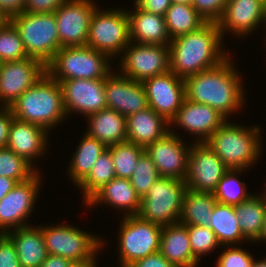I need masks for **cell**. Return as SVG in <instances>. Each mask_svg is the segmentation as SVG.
Here are the masks:
<instances>
[{"label": "cell", "instance_id": "obj_1", "mask_svg": "<svg viewBox=\"0 0 266 267\" xmlns=\"http://www.w3.org/2000/svg\"><path fill=\"white\" fill-rule=\"evenodd\" d=\"M232 63L227 57L219 65L185 78L186 99L206 104L226 119L231 112H236L245 97L241 79Z\"/></svg>", "mask_w": 266, "mask_h": 267}, {"label": "cell", "instance_id": "obj_2", "mask_svg": "<svg viewBox=\"0 0 266 267\" xmlns=\"http://www.w3.org/2000/svg\"><path fill=\"white\" fill-rule=\"evenodd\" d=\"M221 40L217 23H206L195 32L172 39L169 43L170 71L185 79L219 65L228 57L221 48Z\"/></svg>", "mask_w": 266, "mask_h": 267}, {"label": "cell", "instance_id": "obj_3", "mask_svg": "<svg viewBox=\"0 0 266 267\" xmlns=\"http://www.w3.org/2000/svg\"><path fill=\"white\" fill-rule=\"evenodd\" d=\"M15 118L48 131L66 119L60 83L47 72L10 106Z\"/></svg>", "mask_w": 266, "mask_h": 267}, {"label": "cell", "instance_id": "obj_4", "mask_svg": "<svg viewBox=\"0 0 266 267\" xmlns=\"http://www.w3.org/2000/svg\"><path fill=\"white\" fill-rule=\"evenodd\" d=\"M251 128L231 124L227 120L205 143L229 169L245 170L256 162L262 148L260 128Z\"/></svg>", "mask_w": 266, "mask_h": 267}, {"label": "cell", "instance_id": "obj_5", "mask_svg": "<svg viewBox=\"0 0 266 267\" xmlns=\"http://www.w3.org/2000/svg\"><path fill=\"white\" fill-rule=\"evenodd\" d=\"M109 56L87 45L61 47L46 72L59 83L70 79H101L110 73Z\"/></svg>", "mask_w": 266, "mask_h": 267}, {"label": "cell", "instance_id": "obj_6", "mask_svg": "<svg viewBox=\"0 0 266 267\" xmlns=\"http://www.w3.org/2000/svg\"><path fill=\"white\" fill-rule=\"evenodd\" d=\"M9 21L18 30L28 57L35 58L47 66L60 49L54 12H23Z\"/></svg>", "mask_w": 266, "mask_h": 267}, {"label": "cell", "instance_id": "obj_7", "mask_svg": "<svg viewBox=\"0 0 266 267\" xmlns=\"http://www.w3.org/2000/svg\"><path fill=\"white\" fill-rule=\"evenodd\" d=\"M186 190L187 186L183 180L160 177L141 198L137 215L160 226L178 223Z\"/></svg>", "mask_w": 266, "mask_h": 267}, {"label": "cell", "instance_id": "obj_8", "mask_svg": "<svg viewBox=\"0 0 266 267\" xmlns=\"http://www.w3.org/2000/svg\"><path fill=\"white\" fill-rule=\"evenodd\" d=\"M130 42V20L127 11H100L96 8L90 21L87 46L113 57L123 52Z\"/></svg>", "mask_w": 266, "mask_h": 267}, {"label": "cell", "instance_id": "obj_9", "mask_svg": "<svg viewBox=\"0 0 266 267\" xmlns=\"http://www.w3.org/2000/svg\"><path fill=\"white\" fill-rule=\"evenodd\" d=\"M119 236L121 267H129L136 260L160 250L163 226L143 220L138 215L123 216Z\"/></svg>", "mask_w": 266, "mask_h": 267}, {"label": "cell", "instance_id": "obj_10", "mask_svg": "<svg viewBox=\"0 0 266 267\" xmlns=\"http://www.w3.org/2000/svg\"><path fill=\"white\" fill-rule=\"evenodd\" d=\"M42 235L48 254L71 262L95 259V254L103 245L101 239L71 225L42 227Z\"/></svg>", "mask_w": 266, "mask_h": 267}, {"label": "cell", "instance_id": "obj_11", "mask_svg": "<svg viewBox=\"0 0 266 267\" xmlns=\"http://www.w3.org/2000/svg\"><path fill=\"white\" fill-rule=\"evenodd\" d=\"M129 45L123 50L124 55L120 61L123 76L143 82L170 71L169 45L133 44V42Z\"/></svg>", "mask_w": 266, "mask_h": 267}, {"label": "cell", "instance_id": "obj_12", "mask_svg": "<svg viewBox=\"0 0 266 267\" xmlns=\"http://www.w3.org/2000/svg\"><path fill=\"white\" fill-rule=\"evenodd\" d=\"M190 146L187 175L188 189L213 193L220 179L230 170L205 142Z\"/></svg>", "mask_w": 266, "mask_h": 267}, {"label": "cell", "instance_id": "obj_13", "mask_svg": "<svg viewBox=\"0 0 266 267\" xmlns=\"http://www.w3.org/2000/svg\"><path fill=\"white\" fill-rule=\"evenodd\" d=\"M96 8L91 0H68L54 12L60 48L87 45L90 21Z\"/></svg>", "mask_w": 266, "mask_h": 267}, {"label": "cell", "instance_id": "obj_14", "mask_svg": "<svg viewBox=\"0 0 266 267\" xmlns=\"http://www.w3.org/2000/svg\"><path fill=\"white\" fill-rule=\"evenodd\" d=\"M45 73L46 66L35 58L0 63V102L3 107H10Z\"/></svg>", "mask_w": 266, "mask_h": 267}, {"label": "cell", "instance_id": "obj_15", "mask_svg": "<svg viewBox=\"0 0 266 267\" xmlns=\"http://www.w3.org/2000/svg\"><path fill=\"white\" fill-rule=\"evenodd\" d=\"M38 173L39 171L29 180L18 183L0 200V234H5L12 228L29 226L23 222H26L28 215H31L35 200H37L41 183Z\"/></svg>", "mask_w": 266, "mask_h": 267}, {"label": "cell", "instance_id": "obj_16", "mask_svg": "<svg viewBox=\"0 0 266 267\" xmlns=\"http://www.w3.org/2000/svg\"><path fill=\"white\" fill-rule=\"evenodd\" d=\"M142 84L145 88L148 107L170 122L186 98L184 79L168 71L148 78Z\"/></svg>", "mask_w": 266, "mask_h": 267}, {"label": "cell", "instance_id": "obj_17", "mask_svg": "<svg viewBox=\"0 0 266 267\" xmlns=\"http://www.w3.org/2000/svg\"><path fill=\"white\" fill-rule=\"evenodd\" d=\"M174 131H170L163 138L147 145L145 153L156 165L161 177H171L183 180L186 178L190 146Z\"/></svg>", "mask_w": 266, "mask_h": 267}, {"label": "cell", "instance_id": "obj_18", "mask_svg": "<svg viewBox=\"0 0 266 267\" xmlns=\"http://www.w3.org/2000/svg\"><path fill=\"white\" fill-rule=\"evenodd\" d=\"M60 86L67 115L77 111L88 116L107 108L104 78L63 80Z\"/></svg>", "mask_w": 266, "mask_h": 267}, {"label": "cell", "instance_id": "obj_19", "mask_svg": "<svg viewBox=\"0 0 266 267\" xmlns=\"http://www.w3.org/2000/svg\"><path fill=\"white\" fill-rule=\"evenodd\" d=\"M120 75L110 73L104 78L107 108L125 117L145 110L148 102L142 82L130 79L121 73Z\"/></svg>", "mask_w": 266, "mask_h": 267}, {"label": "cell", "instance_id": "obj_20", "mask_svg": "<svg viewBox=\"0 0 266 267\" xmlns=\"http://www.w3.org/2000/svg\"><path fill=\"white\" fill-rule=\"evenodd\" d=\"M261 22L266 23L264 0H228L217 25L223 38L226 30L230 29L238 36H245L256 30Z\"/></svg>", "mask_w": 266, "mask_h": 267}, {"label": "cell", "instance_id": "obj_21", "mask_svg": "<svg viewBox=\"0 0 266 267\" xmlns=\"http://www.w3.org/2000/svg\"><path fill=\"white\" fill-rule=\"evenodd\" d=\"M227 120L214 108L185 98L170 124L175 123L184 130L199 135L196 141L203 143Z\"/></svg>", "mask_w": 266, "mask_h": 267}, {"label": "cell", "instance_id": "obj_22", "mask_svg": "<svg viewBox=\"0 0 266 267\" xmlns=\"http://www.w3.org/2000/svg\"><path fill=\"white\" fill-rule=\"evenodd\" d=\"M47 132L39 125L14 117L8 135L7 148L33 165L32 159L44 154L46 150Z\"/></svg>", "mask_w": 266, "mask_h": 267}, {"label": "cell", "instance_id": "obj_23", "mask_svg": "<svg viewBox=\"0 0 266 267\" xmlns=\"http://www.w3.org/2000/svg\"><path fill=\"white\" fill-rule=\"evenodd\" d=\"M126 124L127 141L144 148L171 131L167 127L170 126V122L150 107L127 116Z\"/></svg>", "mask_w": 266, "mask_h": 267}, {"label": "cell", "instance_id": "obj_24", "mask_svg": "<svg viewBox=\"0 0 266 267\" xmlns=\"http://www.w3.org/2000/svg\"><path fill=\"white\" fill-rule=\"evenodd\" d=\"M159 252L176 267H197L188 235V225L175 223L163 226Z\"/></svg>", "mask_w": 266, "mask_h": 267}, {"label": "cell", "instance_id": "obj_25", "mask_svg": "<svg viewBox=\"0 0 266 267\" xmlns=\"http://www.w3.org/2000/svg\"><path fill=\"white\" fill-rule=\"evenodd\" d=\"M134 12H127L130 20V40L138 44L169 45L165 17L134 6ZM137 41V42H136Z\"/></svg>", "mask_w": 266, "mask_h": 267}, {"label": "cell", "instance_id": "obj_26", "mask_svg": "<svg viewBox=\"0 0 266 267\" xmlns=\"http://www.w3.org/2000/svg\"><path fill=\"white\" fill-rule=\"evenodd\" d=\"M12 232L10 230L5 234L15 246L21 267H39L48 256L42 227L25 226Z\"/></svg>", "mask_w": 266, "mask_h": 267}, {"label": "cell", "instance_id": "obj_27", "mask_svg": "<svg viewBox=\"0 0 266 267\" xmlns=\"http://www.w3.org/2000/svg\"><path fill=\"white\" fill-rule=\"evenodd\" d=\"M87 134L106 147L127 141L126 117L110 108H104L87 116Z\"/></svg>", "mask_w": 266, "mask_h": 267}, {"label": "cell", "instance_id": "obj_28", "mask_svg": "<svg viewBox=\"0 0 266 267\" xmlns=\"http://www.w3.org/2000/svg\"><path fill=\"white\" fill-rule=\"evenodd\" d=\"M108 203L114 208L124 209L127 214L137 215L140 210L141 198L134 190L129 179L115 177L109 183L99 189L86 205Z\"/></svg>", "mask_w": 266, "mask_h": 267}, {"label": "cell", "instance_id": "obj_29", "mask_svg": "<svg viewBox=\"0 0 266 267\" xmlns=\"http://www.w3.org/2000/svg\"><path fill=\"white\" fill-rule=\"evenodd\" d=\"M261 195L258 197V195L253 194L240 204L235 205L239 229L246 240L252 242H256L259 238L266 215V192Z\"/></svg>", "mask_w": 266, "mask_h": 267}, {"label": "cell", "instance_id": "obj_30", "mask_svg": "<svg viewBox=\"0 0 266 267\" xmlns=\"http://www.w3.org/2000/svg\"><path fill=\"white\" fill-rule=\"evenodd\" d=\"M216 202L213 193L197 192L187 188L184 193L179 223L210 227V220Z\"/></svg>", "mask_w": 266, "mask_h": 267}, {"label": "cell", "instance_id": "obj_31", "mask_svg": "<svg viewBox=\"0 0 266 267\" xmlns=\"http://www.w3.org/2000/svg\"><path fill=\"white\" fill-rule=\"evenodd\" d=\"M210 228L222 246H233V244L246 239L239 229L234 205L216 202L210 220Z\"/></svg>", "mask_w": 266, "mask_h": 267}, {"label": "cell", "instance_id": "obj_32", "mask_svg": "<svg viewBox=\"0 0 266 267\" xmlns=\"http://www.w3.org/2000/svg\"><path fill=\"white\" fill-rule=\"evenodd\" d=\"M83 137L68 169L71 174L69 176H72L77 186L89 175L98 157L107 149L103 143L87 133Z\"/></svg>", "mask_w": 266, "mask_h": 267}, {"label": "cell", "instance_id": "obj_33", "mask_svg": "<svg viewBox=\"0 0 266 267\" xmlns=\"http://www.w3.org/2000/svg\"><path fill=\"white\" fill-rule=\"evenodd\" d=\"M165 23L171 40L195 32L206 24L190 4H171L165 15Z\"/></svg>", "mask_w": 266, "mask_h": 267}, {"label": "cell", "instance_id": "obj_34", "mask_svg": "<svg viewBox=\"0 0 266 267\" xmlns=\"http://www.w3.org/2000/svg\"><path fill=\"white\" fill-rule=\"evenodd\" d=\"M115 177L113 158L106 149L96 160L89 175L78 185L83 190L85 203Z\"/></svg>", "mask_w": 266, "mask_h": 267}, {"label": "cell", "instance_id": "obj_35", "mask_svg": "<svg viewBox=\"0 0 266 267\" xmlns=\"http://www.w3.org/2000/svg\"><path fill=\"white\" fill-rule=\"evenodd\" d=\"M113 162L116 177L129 179L140 156L145 152L144 147L131 142H123L108 146Z\"/></svg>", "mask_w": 266, "mask_h": 267}, {"label": "cell", "instance_id": "obj_36", "mask_svg": "<svg viewBox=\"0 0 266 267\" xmlns=\"http://www.w3.org/2000/svg\"><path fill=\"white\" fill-rule=\"evenodd\" d=\"M243 172L242 170L230 169L218 182L217 188L213 195L218 203L237 205L248 199L252 194L246 192L244 182L240 181L235 173ZM245 186V187H244Z\"/></svg>", "mask_w": 266, "mask_h": 267}, {"label": "cell", "instance_id": "obj_37", "mask_svg": "<svg viewBox=\"0 0 266 267\" xmlns=\"http://www.w3.org/2000/svg\"><path fill=\"white\" fill-rule=\"evenodd\" d=\"M37 173L34 167L11 149H0V177H8L18 183L25 182Z\"/></svg>", "mask_w": 266, "mask_h": 267}, {"label": "cell", "instance_id": "obj_38", "mask_svg": "<svg viewBox=\"0 0 266 267\" xmlns=\"http://www.w3.org/2000/svg\"><path fill=\"white\" fill-rule=\"evenodd\" d=\"M28 57L15 26L8 20L0 26V63L19 61Z\"/></svg>", "mask_w": 266, "mask_h": 267}, {"label": "cell", "instance_id": "obj_39", "mask_svg": "<svg viewBox=\"0 0 266 267\" xmlns=\"http://www.w3.org/2000/svg\"><path fill=\"white\" fill-rule=\"evenodd\" d=\"M160 177L156 165L144 152L140 156L136 168L129 180L136 193L142 198Z\"/></svg>", "mask_w": 266, "mask_h": 267}, {"label": "cell", "instance_id": "obj_40", "mask_svg": "<svg viewBox=\"0 0 266 267\" xmlns=\"http://www.w3.org/2000/svg\"><path fill=\"white\" fill-rule=\"evenodd\" d=\"M188 235L193 255L200 260L201 255L220 246L215 233L210 227L188 225Z\"/></svg>", "mask_w": 266, "mask_h": 267}, {"label": "cell", "instance_id": "obj_41", "mask_svg": "<svg viewBox=\"0 0 266 267\" xmlns=\"http://www.w3.org/2000/svg\"><path fill=\"white\" fill-rule=\"evenodd\" d=\"M228 0H194L192 6L206 23H217Z\"/></svg>", "mask_w": 266, "mask_h": 267}, {"label": "cell", "instance_id": "obj_42", "mask_svg": "<svg viewBox=\"0 0 266 267\" xmlns=\"http://www.w3.org/2000/svg\"><path fill=\"white\" fill-rule=\"evenodd\" d=\"M254 258L249 252L232 246L222 252L216 262L217 267H252Z\"/></svg>", "mask_w": 266, "mask_h": 267}, {"label": "cell", "instance_id": "obj_43", "mask_svg": "<svg viewBox=\"0 0 266 267\" xmlns=\"http://www.w3.org/2000/svg\"><path fill=\"white\" fill-rule=\"evenodd\" d=\"M0 267H21L12 240L6 234H0Z\"/></svg>", "mask_w": 266, "mask_h": 267}, {"label": "cell", "instance_id": "obj_44", "mask_svg": "<svg viewBox=\"0 0 266 267\" xmlns=\"http://www.w3.org/2000/svg\"><path fill=\"white\" fill-rule=\"evenodd\" d=\"M68 0H27L25 11L27 13H53Z\"/></svg>", "mask_w": 266, "mask_h": 267}, {"label": "cell", "instance_id": "obj_45", "mask_svg": "<svg viewBox=\"0 0 266 267\" xmlns=\"http://www.w3.org/2000/svg\"><path fill=\"white\" fill-rule=\"evenodd\" d=\"M134 4L141 10L165 17L171 0H135Z\"/></svg>", "mask_w": 266, "mask_h": 267}, {"label": "cell", "instance_id": "obj_46", "mask_svg": "<svg viewBox=\"0 0 266 267\" xmlns=\"http://www.w3.org/2000/svg\"><path fill=\"white\" fill-rule=\"evenodd\" d=\"M2 109V110H1ZM14 115L10 107L0 108V149L6 148L8 144V135Z\"/></svg>", "mask_w": 266, "mask_h": 267}, {"label": "cell", "instance_id": "obj_47", "mask_svg": "<svg viewBox=\"0 0 266 267\" xmlns=\"http://www.w3.org/2000/svg\"><path fill=\"white\" fill-rule=\"evenodd\" d=\"M129 267H176L169 262L160 252L153 253L136 260Z\"/></svg>", "mask_w": 266, "mask_h": 267}, {"label": "cell", "instance_id": "obj_48", "mask_svg": "<svg viewBox=\"0 0 266 267\" xmlns=\"http://www.w3.org/2000/svg\"><path fill=\"white\" fill-rule=\"evenodd\" d=\"M27 0H0V10L9 20L15 15L22 14L25 11Z\"/></svg>", "mask_w": 266, "mask_h": 267}, {"label": "cell", "instance_id": "obj_49", "mask_svg": "<svg viewBox=\"0 0 266 267\" xmlns=\"http://www.w3.org/2000/svg\"><path fill=\"white\" fill-rule=\"evenodd\" d=\"M71 261L61 256L48 254L46 260L39 267H69Z\"/></svg>", "mask_w": 266, "mask_h": 267}, {"label": "cell", "instance_id": "obj_50", "mask_svg": "<svg viewBox=\"0 0 266 267\" xmlns=\"http://www.w3.org/2000/svg\"><path fill=\"white\" fill-rule=\"evenodd\" d=\"M18 182L8 177H0V200L3 199Z\"/></svg>", "mask_w": 266, "mask_h": 267}, {"label": "cell", "instance_id": "obj_51", "mask_svg": "<svg viewBox=\"0 0 266 267\" xmlns=\"http://www.w3.org/2000/svg\"><path fill=\"white\" fill-rule=\"evenodd\" d=\"M95 259H88L84 261L71 262L69 267H97Z\"/></svg>", "mask_w": 266, "mask_h": 267}, {"label": "cell", "instance_id": "obj_52", "mask_svg": "<svg viewBox=\"0 0 266 267\" xmlns=\"http://www.w3.org/2000/svg\"><path fill=\"white\" fill-rule=\"evenodd\" d=\"M266 241V215H265V218H264V224H263V229H262V232L259 236V238L256 240V241Z\"/></svg>", "mask_w": 266, "mask_h": 267}, {"label": "cell", "instance_id": "obj_53", "mask_svg": "<svg viewBox=\"0 0 266 267\" xmlns=\"http://www.w3.org/2000/svg\"><path fill=\"white\" fill-rule=\"evenodd\" d=\"M252 267H266V258L261 259L259 261L253 260Z\"/></svg>", "mask_w": 266, "mask_h": 267}, {"label": "cell", "instance_id": "obj_54", "mask_svg": "<svg viewBox=\"0 0 266 267\" xmlns=\"http://www.w3.org/2000/svg\"><path fill=\"white\" fill-rule=\"evenodd\" d=\"M194 0H171L172 4H190L192 5Z\"/></svg>", "mask_w": 266, "mask_h": 267}, {"label": "cell", "instance_id": "obj_55", "mask_svg": "<svg viewBox=\"0 0 266 267\" xmlns=\"http://www.w3.org/2000/svg\"><path fill=\"white\" fill-rule=\"evenodd\" d=\"M7 21H8V19L0 10V26L4 25Z\"/></svg>", "mask_w": 266, "mask_h": 267}]
</instances>
